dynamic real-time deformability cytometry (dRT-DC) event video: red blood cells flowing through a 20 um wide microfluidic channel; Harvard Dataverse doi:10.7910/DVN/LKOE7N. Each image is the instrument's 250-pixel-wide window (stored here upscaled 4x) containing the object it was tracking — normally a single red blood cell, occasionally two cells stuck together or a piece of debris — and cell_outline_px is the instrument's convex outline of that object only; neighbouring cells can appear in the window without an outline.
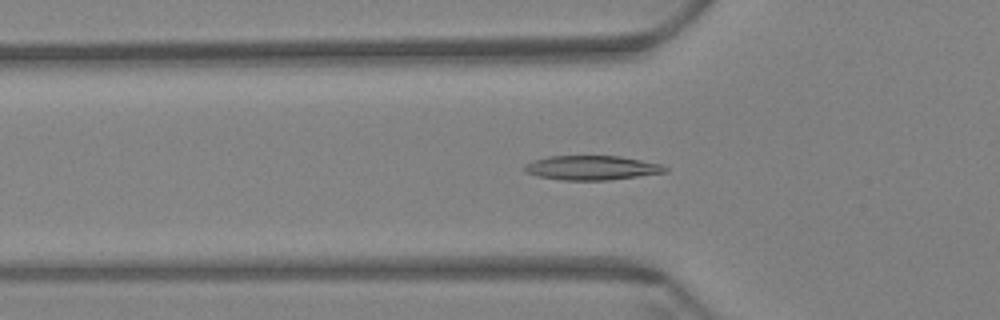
{"species": "Egyptian fruit bat (a non-hibernating species)", "species_latin": "Rousettus aegyptiacus", "temperature_condition": "warm", "stored_images_in_passage": 59, "camera_frame_rate_fps": 3000, "um_per_image_px": 0.085, "animal": {"sex": "female"}, "frame": {"image": 1, "passage_image": 20, "time_ms": 6.333, "image_size_px": [1000, 320], "cell_outline_px": [[668, 172], [608, 180], [560, 180], [540, 176], [528, 172], [524, 168], [524, 164], [532, 160], [548, 156], [620, 156], [660, 164], [668, 168]], "centroid_in_image_um": [50.3, 14.26], "position_along_channel_um": 75.5, "area_um2": 19.83}}
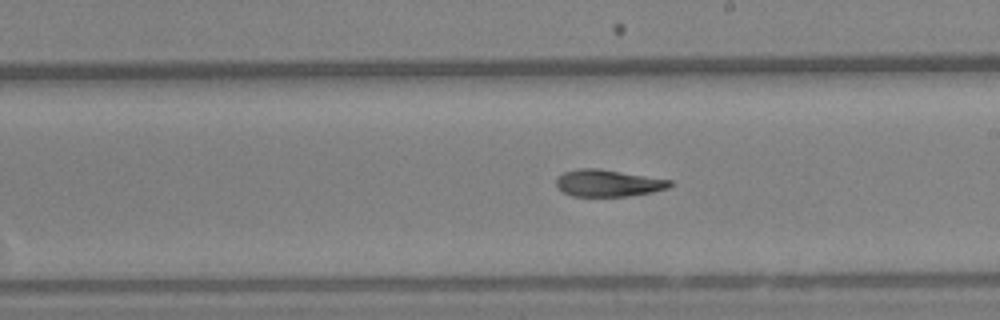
{"frame": {"image": 2, "passage_image": 34, "time_ms": 11.0, "image_size_px": [1000, 320], "cell_outline_px": [[672, 184], [668, 188], [652, 192], [628, 196], [572, 196], [564, 192], [556, 184], [556, 176], [564, 172], [580, 168], [600, 168], [672, 180]], "centroid_in_image_um": [51.69, 15.55], "position_along_channel_um": 237.3, "area_um2": 17.86}}
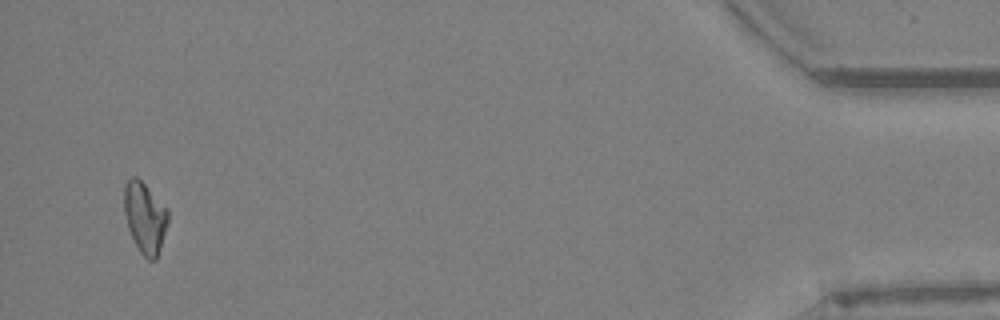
{"frame": {"image": 3, "passage_image": 57, "time_ms": 18.667, "image_size_px": [1000, 320], "cell_outline_px": [[168, 224], [156, 260], [148, 260], [140, 252], [128, 228], [124, 212], [124, 184], [132, 176], [136, 176], [168, 208]], "centroid_in_image_um": [12.32, 18.49], "position_along_channel_um": 422.9, "area_um2": 18.09}}